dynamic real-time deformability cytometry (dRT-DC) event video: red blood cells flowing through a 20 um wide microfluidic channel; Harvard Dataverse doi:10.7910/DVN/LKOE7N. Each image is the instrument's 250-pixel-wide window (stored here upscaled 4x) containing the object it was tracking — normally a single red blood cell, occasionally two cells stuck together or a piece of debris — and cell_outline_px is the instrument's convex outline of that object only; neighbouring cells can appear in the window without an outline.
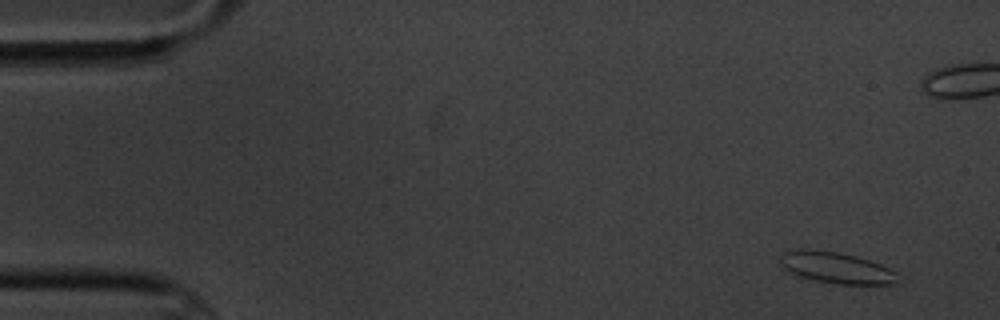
{"species": "common noctule bat (a hibernating species)", "species_latin": "Nyctalus noctula", "temperature_condition": "cold", "stored_images_in_passage": 5, "segment_of_instrument_passage": [2, 2], "camera_frame_rate_fps": 3000, "um_per_image_px": 0.085, "animal": {"sex": "male", "body_mass_g": 20.1, "forearm_length_mm": 53.5}, "frame": {"image": 1, "passage_image": 5, "time_ms": 5.333, "image_size_px": [1000, 320], "cell_outline_px": [[900, 284], [840, 284], [816, 280], [796, 276], [784, 272], [780, 264], [780, 260], [784, 252], [804, 248], [836, 252], [856, 256], [880, 264], [896, 272]], "centroid_in_image_um": [71.05, 22.76], "position_along_channel_um": 13.9, "area_um2": 21.56}}